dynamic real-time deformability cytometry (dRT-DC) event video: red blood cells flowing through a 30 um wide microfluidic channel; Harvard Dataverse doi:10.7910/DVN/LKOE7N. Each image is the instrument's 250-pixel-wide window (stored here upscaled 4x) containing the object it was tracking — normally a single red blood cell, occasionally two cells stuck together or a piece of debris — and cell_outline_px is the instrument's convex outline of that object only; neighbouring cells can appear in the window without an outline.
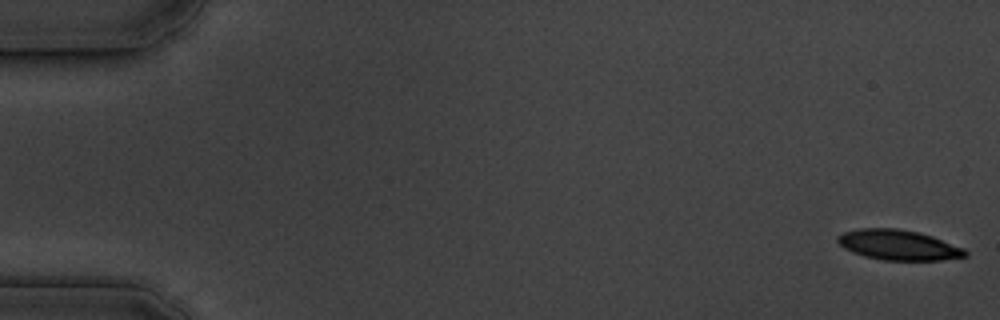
{"species": "common noctule bat (a hibernating species)", "species_latin": "Nyctalus noctula", "temperature_condition": "cold", "stored_images_in_passage": 55, "camera_frame_rate_fps": 3000, "um_per_image_px": 0.085, "animal": {"sex": "male", "body_mass_g": 19.5, "forearm_length_mm": 54.6}, "frame": {"image": 1, "passage_image": 1, "time_ms": 0.0, "image_size_px": [1000, 320], "cell_outline_px": [[968, 256], [940, 260], [884, 260], [864, 256], [852, 252], [844, 248], [836, 240], [836, 236], [844, 232], [860, 228], [896, 228], [920, 232], [932, 236], [964, 248], [968, 252]], "centroid_in_image_um": [76.36, 20.82], "position_along_channel_um": 8.6, "area_um2": 22.48}}
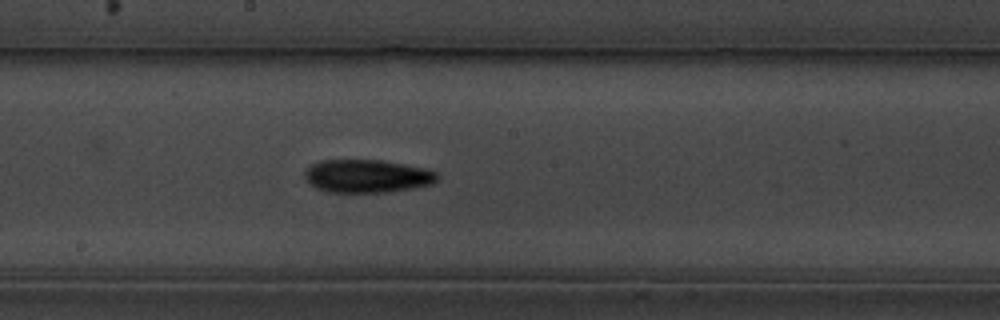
{"frame": {"image": 2, "passage_image": 30, "time_ms": 9.667, "image_size_px": [1000, 320], "cell_outline_px": [[440, 176], [432, 184], [412, 188], [384, 192], [328, 192], [316, 188], [308, 184], [304, 180], [304, 172], [312, 164], [320, 160], [384, 160], [424, 168], [436, 172]], "centroid_in_image_um": [31.16, 14.97], "position_along_channel_um": 217.0, "area_um2": 25.66}}
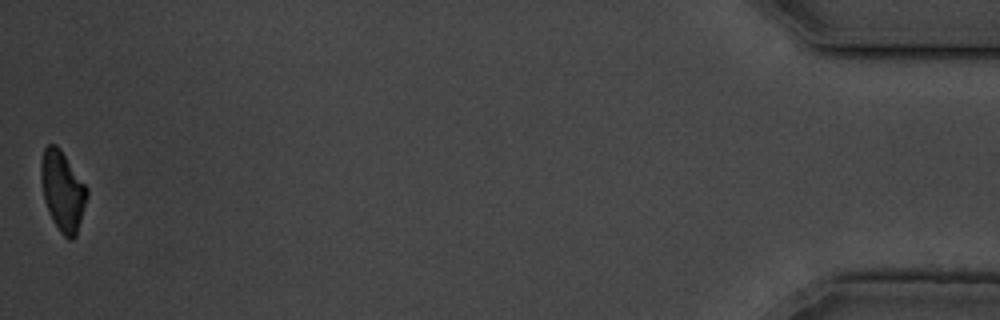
{"frame": {"image": 3, "passage_image": 55, "time_ms": 18.0, "image_size_px": [1000, 320], "cell_outline_px": [[88, 196], [76, 236], [72, 240], [68, 240], [60, 232], [52, 220], [44, 200], [40, 176], [40, 164], [44, 148], [48, 144], [56, 144], [60, 148], [88, 188]], "centroid_in_image_um": [5.32, 16.23], "position_along_channel_um": 429.9, "area_um2": 21.56}, "authors_computed_cell_mechanics": {"area_um2": 23.8714, "velocity_mm_per_s": 3.6348, "shape_relaxation_time_tau1_ms": 3.9145, "shape_relaxation_time_tau2_ms": null, "deformation_change_tau1": 0.17, "deformation_change_tau2": null}}